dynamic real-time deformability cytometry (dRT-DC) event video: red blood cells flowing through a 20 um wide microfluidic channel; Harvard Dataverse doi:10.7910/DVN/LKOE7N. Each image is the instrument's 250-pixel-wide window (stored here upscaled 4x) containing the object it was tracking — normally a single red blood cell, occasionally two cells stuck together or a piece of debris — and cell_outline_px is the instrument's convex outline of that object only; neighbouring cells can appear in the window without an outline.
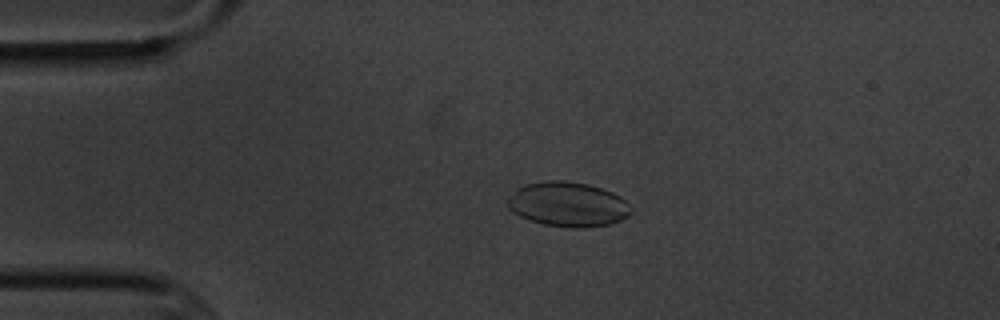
{"species": "common noctule bat (a hibernating species)", "species_latin": "Nyctalus noctula", "temperature_condition": "cold", "stored_images_in_passage": 5, "camera_frame_rate_fps": 3000, "um_per_image_px": 0.085, "animal": {"sex": "male", "body_mass_g": 20.1, "forearm_length_mm": 53.5}, "frame": {"image": 1, "passage_image": 4, "time_ms": 3.667, "image_size_px": [1000, 320], "cell_outline_px": [[632, 212], [628, 216], [612, 224], [584, 228], [572, 228], [544, 224], [520, 216], [512, 212], [508, 208], [508, 196], [516, 188], [524, 184], [544, 180], [564, 180], [588, 184], [612, 192], [620, 196], [632, 208]], "centroid_in_image_um": [48.26, 17.36], "position_along_channel_um": 36.7, "area_um2": 32.37}}